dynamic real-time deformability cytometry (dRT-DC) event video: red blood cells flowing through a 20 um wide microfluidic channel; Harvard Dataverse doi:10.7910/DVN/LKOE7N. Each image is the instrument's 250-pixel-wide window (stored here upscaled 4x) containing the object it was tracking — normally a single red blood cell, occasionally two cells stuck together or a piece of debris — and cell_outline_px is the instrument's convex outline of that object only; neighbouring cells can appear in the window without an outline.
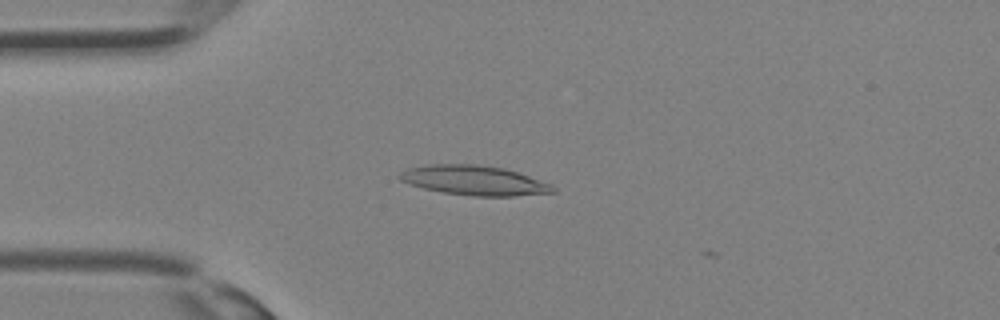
{"species": "Egyptian fruit bat (a non-hibernating species)", "species_latin": "Rousettus aegyptiacus", "temperature_condition": "room temperature", "stored_images_in_passage": 9, "camera_frame_rate_fps": 3000, "um_per_image_px": 0.085, "animal": {"sex": "female"}, "frame": {"image": 1, "passage_image": 5, "time_ms": 1.333, "image_size_px": [1000, 320], "cell_outline_px": [[556, 192], [512, 196], [472, 196], [444, 192], [424, 188], [400, 180], [396, 176], [400, 172], [408, 168], [424, 164], [480, 164], [504, 168], [552, 184], [556, 188]], "centroid_in_image_um": [40.29, 15.32], "position_along_channel_um": 44.7, "area_um2": 26.47}}
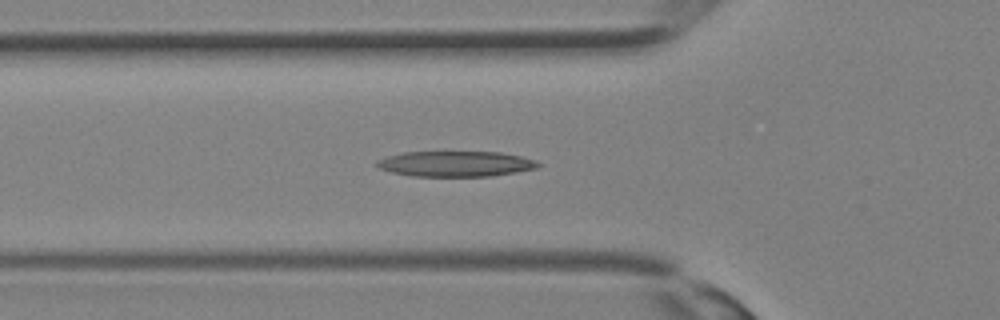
{"frame": {"image": 2, "passage_image": 8, "time_ms": 2.333, "image_size_px": [1000, 320], "cell_outline_px": [[540, 164], [536, 168], [516, 172], [492, 176], [412, 176], [392, 172], [380, 168], [376, 164], [376, 160], [388, 156], [404, 152], [500, 152], [520, 156], [536, 160]], "centroid_in_image_um": [38.73, 13.92], "position_along_channel_um": 87.1, "area_um2": 23.81}}